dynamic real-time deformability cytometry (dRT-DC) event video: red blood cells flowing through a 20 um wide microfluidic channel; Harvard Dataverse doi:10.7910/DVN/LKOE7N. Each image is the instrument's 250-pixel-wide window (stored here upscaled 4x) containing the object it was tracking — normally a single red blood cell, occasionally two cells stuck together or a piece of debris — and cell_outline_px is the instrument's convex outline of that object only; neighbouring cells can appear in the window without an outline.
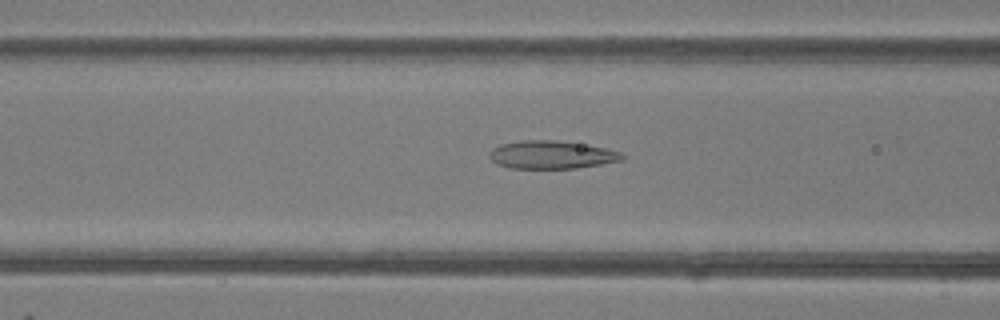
{"species": "common noctule bat (a hibernating species)", "species_latin": "Nyctalus noctula", "temperature_condition": "room temperature", "stored_images_in_passage": 48, "camera_frame_rate_fps": 3000, "um_per_image_px": 0.085, "animal": {"sex": "female"}, "frame": {"image": 1, "passage_image": 19, "time_ms": 6.0, "image_size_px": [1000, 320], "cell_outline_px": [[624, 160], [576, 168], [508, 168], [496, 164], [488, 156], [488, 152], [492, 148], [500, 144], [520, 140], [556, 140], [604, 148], [620, 152], [624, 156]], "centroid_in_image_um": [46.81, 13.15], "position_along_channel_um": 119.8, "area_um2": 21.62}}
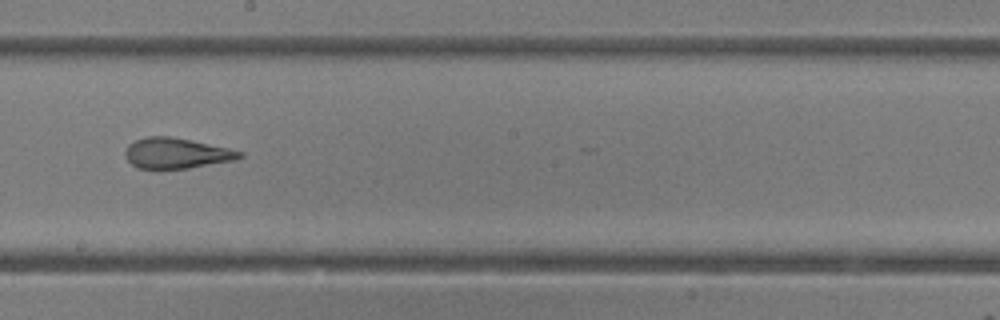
{"frame": {"image": 2, "passage_image": 27, "time_ms": 8.667, "image_size_px": [1000, 320], "cell_outline_px": [[244, 156], [236, 160], [188, 168], [136, 168], [128, 160], [124, 152], [128, 144], [136, 140], [148, 136], [172, 136], [192, 140], [228, 148], [244, 152]], "centroid_in_image_um": [15.02, 13.01], "position_along_channel_um": 233.2, "area_um2": 20.35}}
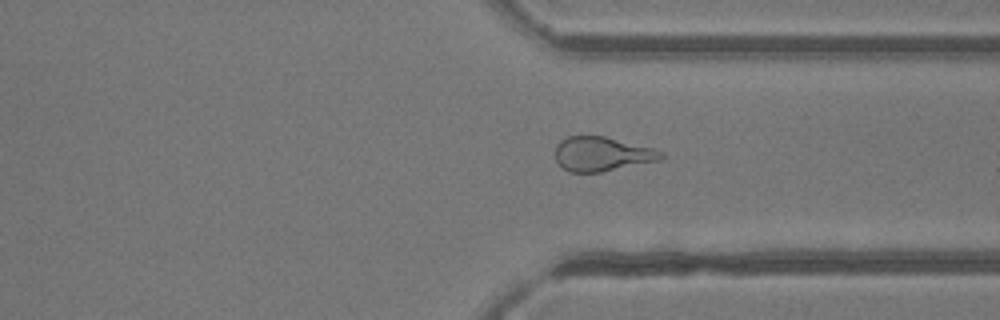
{"frame": {"image": 3, "passage_image": 36, "time_ms": 11.667, "image_size_px": [1000, 320], "cell_outline_px": [[664, 156], [660, 160], [600, 172], [568, 172], [556, 160], [556, 144], [560, 140], [568, 136], [604, 136], [652, 148], [664, 152]], "centroid_in_image_um": [51.16, 13.09], "position_along_channel_um": 360.2, "area_um2": 20.98}, "authors_computed_cell_mechanics": {"area_um2": 23.3801, "velocity_mm_per_s": 4.2466, "shape_relaxation_time_tau1_ms": 10.2137, "shape_relaxation_time_tau2_ms": 1.8206, "deformation_change_tau1": 0.2818, "deformation_change_tau2": 0.1119}}